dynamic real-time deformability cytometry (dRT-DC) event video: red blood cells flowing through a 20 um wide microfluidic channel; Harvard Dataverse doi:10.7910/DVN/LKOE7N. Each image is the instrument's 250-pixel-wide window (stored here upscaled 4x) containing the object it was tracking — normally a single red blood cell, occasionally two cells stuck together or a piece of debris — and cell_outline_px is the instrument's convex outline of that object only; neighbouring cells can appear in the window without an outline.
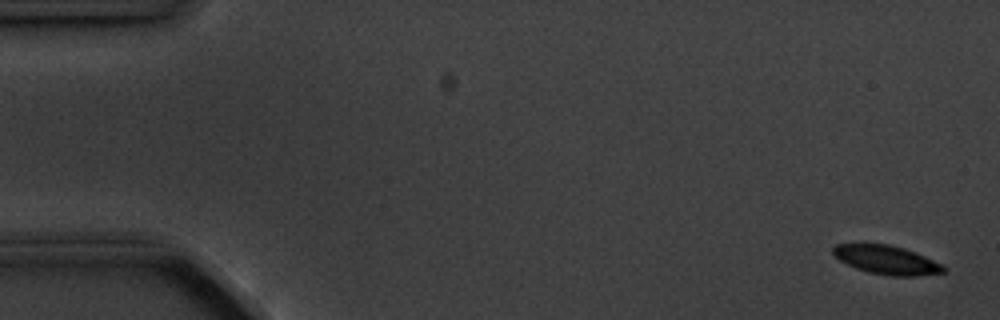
{"species": "common noctule bat (a hibernating species)", "species_latin": "Nyctalus noctula", "temperature_condition": "cold", "stored_images_in_passage": 6, "camera_frame_rate_fps": 3000, "um_per_image_px": 0.085, "animal": {"sex": "male", "body_mass_g": 20.1, "forearm_length_mm": 53.5}, "frame": {"image": 1, "passage_image": 1, "time_ms": 0.0, "image_size_px": [1000, 320], "cell_outline_px": [[948, 272], [916, 276], [892, 276], [868, 272], [856, 268], [840, 260], [832, 252], [832, 248], [836, 244], [888, 244], [904, 248], [924, 256], [948, 268]], "centroid_in_image_um": [75.39, 22.1], "position_along_channel_um": 9.6, "area_um2": 18.38}}